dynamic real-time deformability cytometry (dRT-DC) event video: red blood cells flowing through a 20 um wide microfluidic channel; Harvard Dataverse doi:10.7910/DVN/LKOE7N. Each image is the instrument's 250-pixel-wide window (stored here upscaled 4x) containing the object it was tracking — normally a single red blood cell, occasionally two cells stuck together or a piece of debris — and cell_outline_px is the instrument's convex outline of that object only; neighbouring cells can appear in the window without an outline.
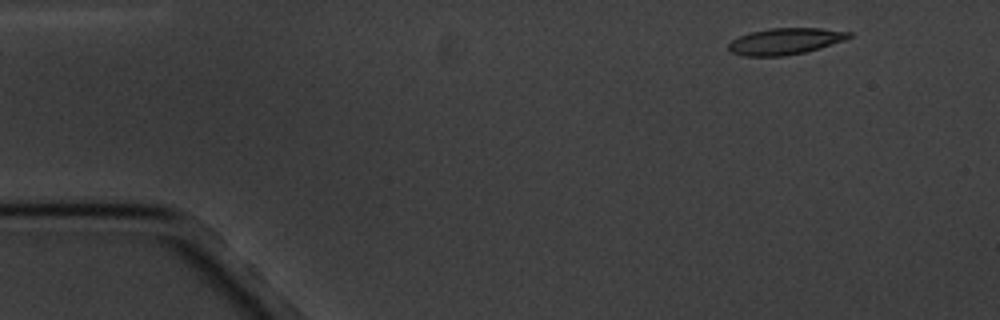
{"species": "common noctule bat (a hibernating species)", "species_latin": "Nyctalus noctula", "temperature_condition": "cold", "stored_images_in_passage": 4, "camera_frame_rate_fps": 3000, "um_per_image_px": 0.085, "animal": {"sex": "male", "body_mass_g": 20.1, "forearm_length_mm": 53.5}, "frame": {"image": 1, "passage_image": 1, "time_ms": 0.0, "image_size_px": [1000, 320], "cell_outline_px": [[852, 36], [844, 40], [820, 48], [804, 52], [780, 56], [744, 56], [732, 52], [728, 48], [728, 44], [732, 40], [740, 36], [752, 32], [768, 28], [820, 28], [852, 32]], "centroid_in_image_um": [66.75, 3.5], "position_along_channel_um": 18.2, "area_um2": 18.38}}
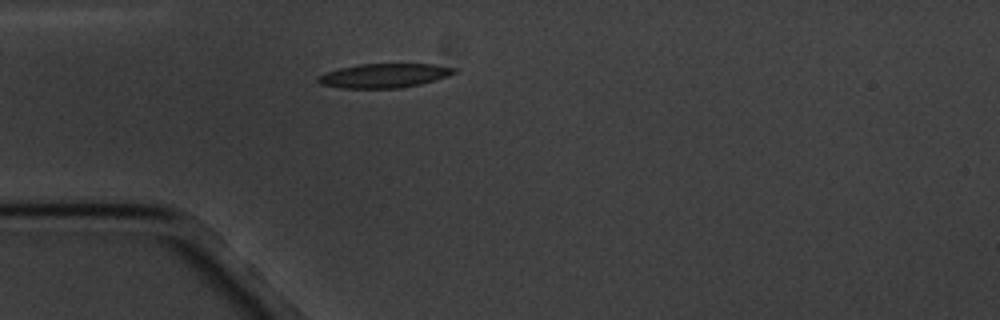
{"frame": {"image": 2, "passage_image": 4, "time_ms": 3.333, "image_size_px": [1000, 320], "cell_outline_px": [[456, 72], [448, 76], [420, 84], [400, 88], [344, 88], [320, 84], [316, 80], [316, 76], [324, 72], [340, 68], [360, 64], [432, 64], [456, 68]], "centroid_in_image_um": [32.61, 6.43], "position_along_channel_um": 52.4, "area_um2": 19.13}}